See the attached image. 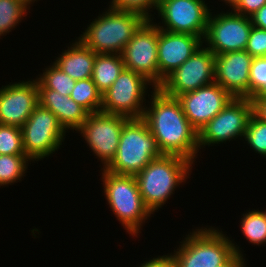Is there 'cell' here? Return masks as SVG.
<instances>
[{
    "label": "cell",
    "instance_id": "1",
    "mask_svg": "<svg viewBox=\"0 0 266 267\" xmlns=\"http://www.w3.org/2000/svg\"><path fill=\"white\" fill-rule=\"evenodd\" d=\"M149 92L150 102L147 100L142 119L159 150L162 154L182 156L194 163L201 153L198 131L188 121L179 100L166 95L160 88Z\"/></svg>",
    "mask_w": 266,
    "mask_h": 267
},
{
    "label": "cell",
    "instance_id": "2",
    "mask_svg": "<svg viewBox=\"0 0 266 267\" xmlns=\"http://www.w3.org/2000/svg\"><path fill=\"white\" fill-rule=\"evenodd\" d=\"M194 163L178 155L152 160L135 175L143 202L152 214L163 207L175 190L190 178Z\"/></svg>",
    "mask_w": 266,
    "mask_h": 267
},
{
    "label": "cell",
    "instance_id": "3",
    "mask_svg": "<svg viewBox=\"0 0 266 267\" xmlns=\"http://www.w3.org/2000/svg\"><path fill=\"white\" fill-rule=\"evenodd\" d=\"M226 235L215 226L198 227L185 235L170 255L176 267H219L235 253L244 255L240 245Z\"/></svg>",
    "mask_w": 266,
    "mask_h": 267
},
{
    "label": "cell",
    "instance_id": "4",
    "mask_svg": "<svg viewBox=\"0 0 266 267\" xmlns=\"http://www.w3.org/2000/svg\"><path fill=\"white\" fill-rule=\"evenodd\" d=\"M147 21L139 13L108 8L90 22L78 39L96 54H120Z\"/></svg>",
    "mask_w": 266,
    "mask_h": 267
},
{
    "label": "cell",
    "instance_id": "5",
    "mask_svg": "<svg viewBox=\"0 0 266 267\" xmlns=\"http://www.w3.org/2000/svg\"><path fill=\"white\" fill-rule=\"evenodd\" d=\"M100 171L106 204L126 232L137 238L152 213L143 202L135 176L113 174L102 167Z\"/></svg>",
    "mask_w": 266,
    "mask_h": 267
},
{
    "label": "cell",
    "instance_id": "6",
    "mask_svg": "<svg viewBox=\"0 0 266 267\" xmlns=\"http://www.w3.org/2000/svg\"><path fill=\"white\" fill-rule=\"evenodd\" d=\"M162 155L147 123L142 118L129 119L122 128L116 155L105 170L135 176Z\"/></svg>",
    "mask_w": 266,
    "mask_h": 267
},
{
    "label": "cell",
    "instance_id": "7",
    "mask_svg": "<svg viewBox=\"0 0 266 267\" xmlns=\"http://www.w3.org/2000/svg\"><path fill=\"white\" fill-rule=\"evenodd\" d=\"M25 155L35 163L55 154L65 140L66 131L58 118L38 104L21 127Z\"/></svg>",
    "mask_w": 266,
    "mask_h": 267
},
{
    "label": "cell",
    "instance_id": "8",
    "mask_svg": "<svg viewBox=\"0 0 266 267\" xmlns=\"http://www.w3.org/2000/svg\"><path fill=\"white\" fill-rule=\"evenodd\" d=\"M148 88L155 89L144 76L125 68L111 87L102 94L101 111L129 119H140L144 114L147 94L149 97Z\"/></svg>",
    "mask_w": 266,
    "mask_h": 267
},
{
    "label": "cell",
    "instance_id": "9",
    "mask_svg": "<svg viewBox=\"0 0 266 267\" xmlns=\"http://www.w3.org/2000/svg\"><path fill=\"white\" fill-rule=\"evenodd\" d=\"M213 13L210 12L208 17L203 45L215 56L245 50L253 26L251 18L238 14L232 9L227 10L226 13L224 11Z\"/></svg>",
    "mask_w": 266,
    "mask_h": 267
},
{
    "label": "cell",
    "instance_id": "10",
    "mask_svg": "<svg viewBox=\"0 0 266 267\" xmlns=\"http://www.w3.org/2000/svg\"><path fill=\"white\" fill-rule=\"evenodd\" d=\"M252 114L253 102L250 99L233 98L223 110L198 132L199 149L203 150L205 146L219 145L237 138L238 140L244 139Z\"/></svg>",
    "mask_w": 266,
    "mask_h": 267
},
{
    "label": "cell",
    "instance_id": "11",
    "mask_svg": "<svg viewBox=\"0 0 266 267\" xmlns=\"http://www.w3.org/2000/svg\"><path fill=\"white\" fill-rule=\"evenodd\" d=\"M206 3L205 0H159L157 13L162 21L154 23L159 29L187 33L204 40L212 11Z\"/></svg>",
    "mask_w": 266,
    "mask_h": 267
},
{
    "label": "cell",
    "instance_id": "12",
    "mask_svg": "<svg viewBox=\"0 0 266 267\" xmlns=\"http://www.w3.org/2000/svg\"><path fill=\"white\" fill-rule=\"evenodd\" d=\"M129 118L105 113L103 111L88 114L86 121L77 131L84 138L95 158L105 169L114 159L124 124Z\"/></svg>",
    "mask_w": 266,
    "mask_h": 267
},
{
    "label": "cell",
    "instance_id": "13",
    "mask_svg": "<svg viewBox=\"0 0 266 267\" xmlns=\"http://www.w3.org/2000/svg\"><path fill=\"white\" fill-rule=\"evenodd\" d=\"M147 20L121 53L125 68L144 76L155 88L160 87L158 67L159 28Z\"/></svg>",
    "mask_w": 266,
    "mask_h": 267
},
{
    "label": "cell",
    "instance_id": "14",
    "mask_svg": "<svg viewBox=\"0 0 266 267\" xmlns=\"http://www.w3.org/2000/svg\"><path fill=\"white\" fill-rule=\"evenodd\" d=\"M204 46V47H203ZM215 82V55L202 45L159 87L166 95L178 97Z\"/></svg>",
    "mask_w": 266,
    "mask_h": 267
},
{
    "label": "cell",
    "instance_id": "15",
    "mask_svg": "<svg viewBox=\"0 0 266 267\" xmlns=\"http://www.w3.org/2000/svg\"><path fill=\"white\" fill-rule=\"evenodd\" d=\"M233 98L216 82L177 97L185 116L198 132Z\"/></svg>",
    "mask_w": 266,
    "mask_h": 267
},
{
    "label": "cell",
    "instance_id": "16",
    "mask_svg": "<svg viewBox=\"0 0 266 267\" xmlns=\"http://www.w3.org/2000/svg\"><path fill=\"white\" fill-rule=\"evenodd\" d=\"M38 104L36 78L2 85L0 88V124L21 128Z\"/></svg>",
    "mask_w": 266,
    "mask_h": 267
},
{
    "label": "cell",
    "instance_id": "17",
    "mask_svg": "<svg viewBox=\"0 0 266 267\" xmlns=\"http://www.w3.org/2000/svg\"><path fill=\"white\" fill-rule=\"evenodd\" d=\"M203 45V39L187 33L159 29L158 67L160 86Z\"/></svg>",
    "mask_w": 266,
    "mask_h": 267
},
{
    "label": "cell",
    "instance_id": "18",
    "mask_svg": "<svg viewBox=\"0 0 266 267\" xmlns=\"http://www.w3.org/2000/svg\"><path fill=\"white\" fill-rule=\"evenodd\" d=\"M253 57L246 51L215 56V82L234 98L249 99V72Z\"/></svg>",
    "mask_w": 266,
    "mask_h": 267
},
{
    "label": "cell",
    "instance_id": "19",
    "mask_svg": "<svg viewBox=\"0 0 266 267\" xmlns=\"http://www.w3.org/2000/svg\"><path fill=\"white\" fill-rule=\"evenodd\" d=\"M39 104L49 109L57 118L64 130L78 131L86 121L88 112L70 96H63L51 89H38Z\"/></svg>",
    "mask_w": 266,
    "mask_h": 267
},
{
    "label": "cell",
    "instance_id": "20",
    "mask_svg": "<svg viewBox=\"0 0 266 267\" xmlns=\"http://www.w3.org/2000/svg\"><path fill=\"white\" fill-rule=\"evenodd\" d=\"M77 39V40H76ZM67 50L54 59L53 63L74 80H84L92 77L96 53L86 47L77 37Z\"/></svg>",
    "mask_w": 266,
    "mask_h": 267
},
{
    "label": "cell",
    "instance_id": "21",
    "mask_svg": "<svg viewBox=\"0 0 266 267\" xmlns=\"http://www.w3.org/2000/svg\"><path fill=\"white\" fill-rule=\"evenodd\" d=\"M124 69L125 64L120 54H96L91 78L104 94Z\"/></svg>",
    "mask_w": 266,
    "mask_h": 267
},
{
    "label": "cell",
    "instance_id": "22",
    "mask_svg": "<svg viewBox=\"0 0 266 267\" xmlns=\"http://www.w3.org/2000/svg\"><path fill=\"white\" fill-rule=\"evenodd\" d=\"M29 0H0V39L9 34L28 14Z\"/></svg>",
    "mask_w": 266,
    "mask_h": 267
},
{
    "label": "cell",
    "instance_id": "23",
    "mask_svg": "<svg viewBox=\"0 0 266 267\" xmlns=\"http://www.w3.org/2000/svg\"><path fill=\"white\" fill-rule=\"evenodd\" d=\"M45 69V70H44ZM43 73L36 76L38 89H51L63 96H70L76 80L61 71L53 62L45 67Z\"/></svg>",
    "mask_w": 266,
    "mask_h": 267
},
{
    "label": "cell",
    "instance_id": "24",
    "mask_svg": "<svg viewBox=\"0 0 266 267\" xmlns=\"http://www.w3.org/2000/svg\"><path fill=\"white\" fill-rule=\"evenodd\" d=\"M31 160L26 155H0V187L20 182Z\"/></svg>",
    "mask_w": 266,
    "mask_h": 267
},
{
    "label": "cell",
    "instance_id": "25",
    "mask_svg": "<svg viewBox=\"0 0 266 267\" xmlns=\"http://www.w3.org/2000/svg\"><path fill=\"white\" fill-rule=\"evenodd\" d=\"M70 97L89 114L101 111L102 93L98 90L92 78L77 80Z\"/></svg>",
    "mask_w": 266,
    "mask_h": 267
},
{
    "label": "cell",
    "instance_id": "26",
    "mask_svg": "<svg viewBox=\"0 0 266 267\" xmlns=\"http://www.w3.org/2000/svg\"><path fill=\"white\" fill-rule=\"evenodd\" d=\"M240 219V231L252 245L266 244V221L261 210H248Z\"/></svg>",
    "mask_w": 266,
    "mask_h": 267
},
{
    "label": "cell",
    "instance_id": "27",
    "mask_svg": "<svg viewBox=\"0 0 266 267\" xmlns=\"http://www.w3.org/2000/svg\"><path fill=\"white\" fill-rule=\"evenodd\" d=\"M243 141L252 148L255 153L266 158V122L258 118L254 113L251 115Z\"/></svg>",
    "mask_w": 266,
    "mask_h": 267
},
{
    "label": "cell",
    "instance_id": "28",
    "mask_svg": "<svg viewBox=\"0 0 266 267\" xmlns=\"http://www.w3.org/2000/svg\"><path fill=\"white\" fill-rule=\"evenodd\" d=\"M249 99H266V56L253 57L249 72Z\"/></svg>",
    "mask_w": 266,
    "mask_h": 267
},
{
    "label": "cell",
    "instance_id": "29",
    "mask_svg": "<svg viewBox=\"0 0 266 267\" xmlns=\"http://www.w3.org/2000/svg\"><path fill=\"white\" fill-rule=\"evenodd\" d=\"M25 155L21 128L0 124V155Z\"/></svg>",
    "mask_w": 266,
    "mask_h": 267
},
{
    "label": "cell",
    "instance_id": "30",
    "mask_svg": "<svg viewBox=\"0 0 266 267\" xmlns=\"http://www.w3.org/2000/svg\"><path fill=\"white\" fill-rule=\"evenodd\" d=\"M109 7L119 11L136 12L147 20L155 19L153 10L157 11L159 0H111Z\"/></svg>",
    "mask_w": 266,
    "mask_h": 267
},
{
    "label": "cell",
    "instance_id": "31",
    "mask_svg": "<svg viewBox=\"0 0 266 267\" xmlns=\"http://www.w3.org/2000/svg\"><path fill=\"white\" fill-rule=\"evenodd\" d=\"M245 50L252 57L266 56V30L252 26Z\"/></svg>",
    "mask_w": 266,
    "mask_h": 267
},
{
    "label": "cell",
    "instance_id": "32",
    "mask_svg": "<svg viewBox=\"0 0 266 267\" xmlns=\"http://www.w3.org/2000/svg\"><path fill=\"white\" fill-rule=\"evenodd\" d=\"M265 4L266 0H240L232 10L243 16L251 17Z\"/></svg>",
    "mask_w": 266,
    "mask_h": 267
},
{
    "label": "cell",
    "instance_id": "33",
    "mask_svg": "<svg viewBox=\"0 0 266 267\" xmlns=\"http://www.w3.org/2000/svg\"><path fill=\"white\" fill-rule=\"evenodd\" d=\"M139 267H176V264L170 253H167L166 255L163 254L146 260Z\"/></svg>",
    "mask_w": 266,
    "mask_h": 267
},
{
    "label": "cell",
    "instance_id": "34",
    "mask_svg": "<svg viewBox=\"0 0 266 267\" xmlns=\"http://www.w3.org/2000/svg\"><path fill=\"white\" fill-rule=\"evenodd\" d=\"M250 18L253 27L266 30V4L257 10Z\"/></svg>",
    "mask_w": 266,
    "mask_h": 267
},
{
    "label": "cell",
    "instance_id": "35",
    "mask_svg": "<svg viewBox=\"0 0 266 267\" xmlns=\"http://www.w3.org/2000/svg\"><path fill=\"white\" fill-rule=\"evenodd\" d=\"M253 102V113L266 122V99H250Z\"/></svg>",
    "mask_w": 266,
    "mask_h": 267
},
{
    "label": "cell",
    "instance_id": "36",
    "mask_svg": "<svg viewBox=\"0 0 266 267\" xmlns=\"http://www.w3.org/2000/svg\"><path fill=\"white\" fill-rule=\"evenodd\" d=\"M244 255L235 253L227 262L219 267H247Z\"/></svg>",
    "mask_w": 266,
    "mask_h": 267
},
{
    "label": "cell",
    "instance_id": "37",
    "mask_svg": "<svg viewBox=\"0 0 266 267\" xmlns=\"http://www.w3.org/2000/svg\"><path fill=\"white\" fill-rule=\"evenodd\" d=\"M221 1L228 5L231 9H233L240 0H220L219 2Z\"/></svg>",
    "mask_w": 266,
    "mask_h": 267
},
{
    "label": "cell",
    "instance_id": "38",
    "mask_svg": "<svg viewBox=\"0 0 266 267\" xmlns=\"http://www.w3.org/2000/svg\"><path fill=\"white\" fill-rule=\"evenodd\" d=\"M263 213H264V216H265V221H266V209L265 211L261 210Z\"/></svg>",
    "mask_w": 266,
    "mask_h": 267
},
{
    "label": "cell",
    "instance_id": "39",
    "mask_svg": "<svg viewBox=\"0 0 266 267\" xmlns=\"http://www.w3.org/2000/svg\"><path fill=\"white\" fill-rule=\"evenodd\" d=\"M32 4H34V2L36 1H39V0H29Z\"/></svg>",
    "mask_w": 266,
    "mask_h": 267
}]
</instances>
